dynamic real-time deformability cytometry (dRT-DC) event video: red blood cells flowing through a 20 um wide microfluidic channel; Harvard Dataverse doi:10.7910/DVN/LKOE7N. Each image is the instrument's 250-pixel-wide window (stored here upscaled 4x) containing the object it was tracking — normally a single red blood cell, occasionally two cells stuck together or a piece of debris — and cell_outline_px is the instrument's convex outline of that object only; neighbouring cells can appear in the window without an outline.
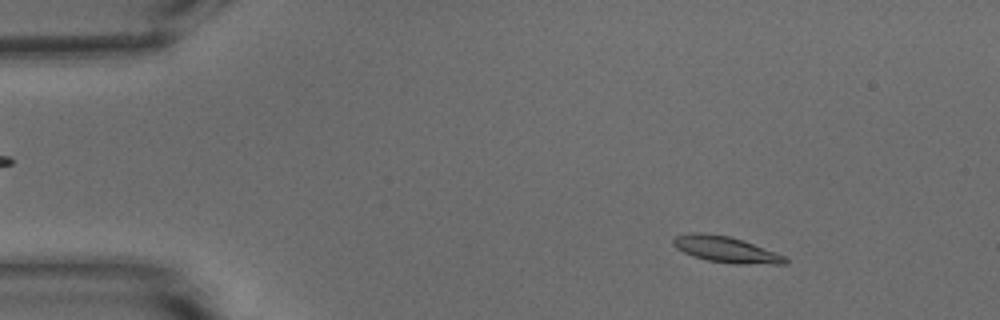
{"species": "common noctule bat (a hibernating species)", "species_latin": "Nyctalus noctula", "temperature_condition": "warm", "stored_images_in_passage": 53, "camera_frame_rate_fps": 3000, "um_per_image_px": 0.085, "animal": {"sex": "male", "body_mass_g": 15.6}, "frame": {"image": 1, "passage_image": 7, "time_ms": 2.0, "image_size_px": [1000, 320], "cell_outline_px": [[788, 260], [784, 264], [736, 264], [708, 260], [692, 256], [676, 248], [672, 244], [672, 240], [676, 236], [692, 232], [700, 232], [728, 236], [776, 252], [784, 256]], "centroid_in_image_um": [61.66, 21.21], "position_along_channel_um": 23.3, "area_um2": 16.76}}
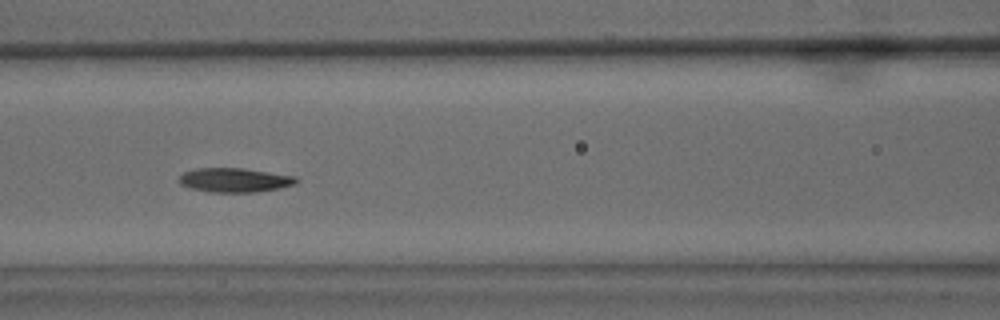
{"frame": {"image": 2, "passage_image": 23, "time_ms": 7.333, "image_size_px": [1000, 320], "cell_outline_px": [[300, 180], [296, 184], [280, 188], [256, 192], [208, 192], [192, 188], [180, 184], [180, 176], [184, 172], [196, 168], [244, 168], [296, 176]], "centroid_in_image_um": [19.99, 15.3], "position_along_channel_um": 146.6, "area_um2": 16.59}}
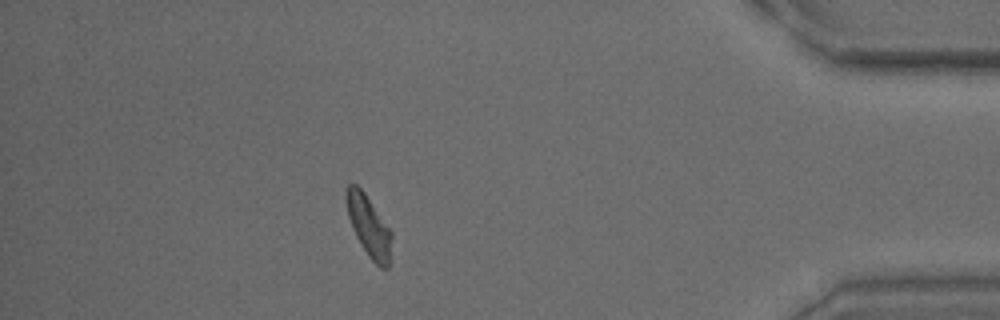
{"frame": {"image": 3, "passage_image": 47, "time_ms": 15.333, "image_size_px": [1000, 320], "cell_outline_px": [[392, 236], [388, 268], [380, 268], [368, 256], [360, 244], [352, 228], [348, 216], [344, 196], [348, 184], [356, 184], [364, 192], [392, 232]], "centroid_in_image_um": [31.32, 19.21], "position_along_channel_um": 403.9, "area_um2": 16.07}, "authors_computed_cell_mechanics": {"area_um2": 16.2996, "velocity_mm_per_s": 3.7745, "shape_relaxation_time_tau1_ms": 3.0238, "shape_relaxation_time_tau2_ms": 2.3059, "deformation_change_tau1": 0.1489, "deformation_change_tau2": 0.0846}}